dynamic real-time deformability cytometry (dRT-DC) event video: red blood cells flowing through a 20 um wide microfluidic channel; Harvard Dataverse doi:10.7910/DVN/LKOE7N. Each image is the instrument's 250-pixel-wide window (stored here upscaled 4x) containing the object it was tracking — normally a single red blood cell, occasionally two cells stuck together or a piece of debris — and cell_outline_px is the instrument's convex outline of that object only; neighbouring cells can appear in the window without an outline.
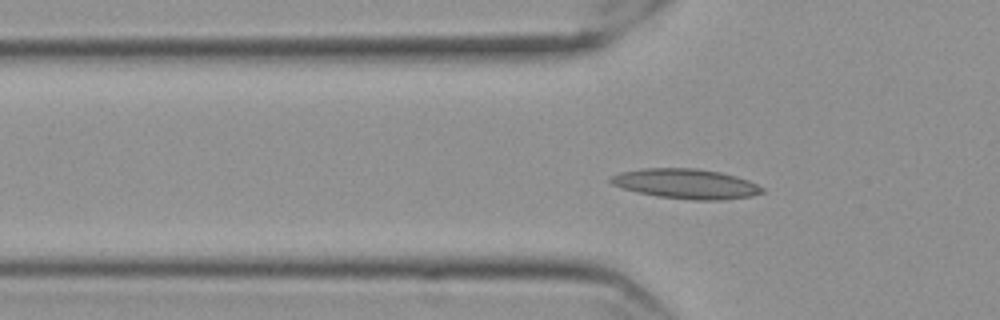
{"species": "Egyptian fruit bat (a non-hibernating species)", "species_latin": "Rousettus aegyptiacus", "temperature_condition": "cold", "stored_images_in_passage": 42, "camera_frame_rate_fps": 3000, "um_per_image_px": 0.085, "frame": {"image": 1, "passage_image": 3, "time_ms": 0.667, "image_size_px": [1000, 320], "cell_outline_px": [[764, 192], [752, 196], [724, 200], [692, 200], [656, 196], [620, 188], [612, 184], [608, 180], [612, 176], [620, 172], [644, 168], [696, 168], [720, 172], [736, 176], [748, 180], [764, 188]], "centroid_in_image_um": [58.31, 15.62], "position_along_channel_um": 67.5, "area_um2": 26.47}}
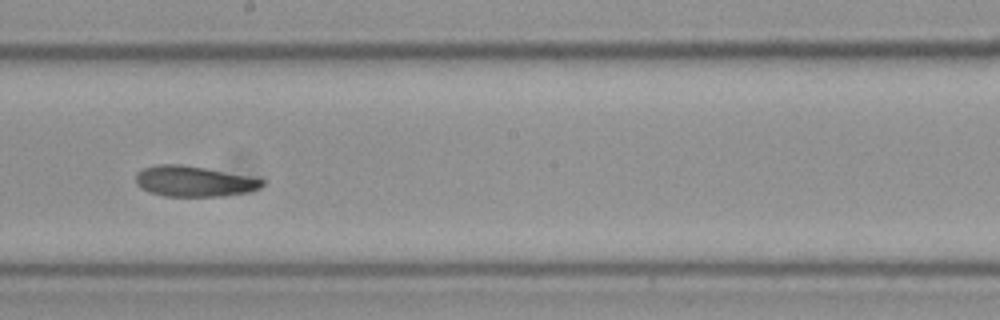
{"frame": {"image": 2, "passage_image": 17, "time_ms": 5.333, "image_size_px": [1000, 320], "cell_outline_px": [[264, 184], [260, 188], [244, 192], [220, 196], [164, 196], [148, 192], [140, 188], [136, 184], [136, 172], [144, 168], [156, 164], [180, 164], [204, 168], [264, 180]], "centroid_in_image_um": [16.38, 15.41], "position_along_channel_um": 231.8, "area_um2": 22.2}}
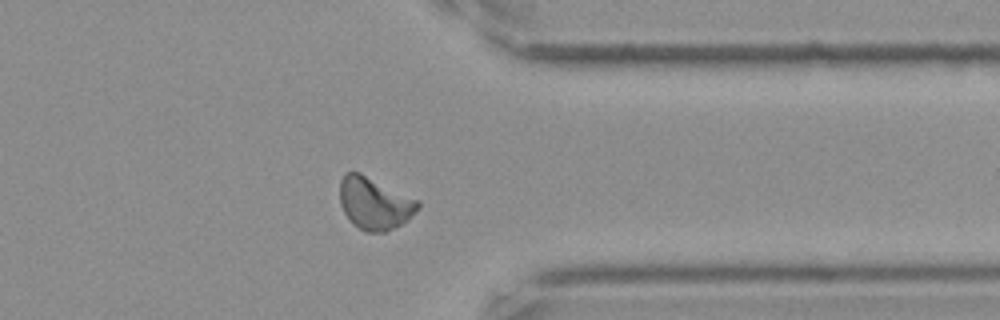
{"frame": {"image": 3, "passage_image": 30, "time_ms": 9.667, "image_size_px": [1000, 320], "cell_outline_px": [[420, 208], [408, 220], [384, 232], [364, 232], [352, 224], [348, 220], [340, 204], [340, 180], [348, 172], [360, 172], [420, 200]], "centroid_in_image_um": [31.85, 17.29], "position_along_channel_um": 379.6, "area_um2": 23.99}, "authors_computed_cell_mechanics": {"area_um2": 22.7732, "velocity_mm_per_s": 3.5338, "shape_relaxation_time_tau1_ms": null, "shape_relaxation_time_tau2_ms": 3.7731, "deformation_change_tau1": null, "deformation_change_tau2": 0.0889}}